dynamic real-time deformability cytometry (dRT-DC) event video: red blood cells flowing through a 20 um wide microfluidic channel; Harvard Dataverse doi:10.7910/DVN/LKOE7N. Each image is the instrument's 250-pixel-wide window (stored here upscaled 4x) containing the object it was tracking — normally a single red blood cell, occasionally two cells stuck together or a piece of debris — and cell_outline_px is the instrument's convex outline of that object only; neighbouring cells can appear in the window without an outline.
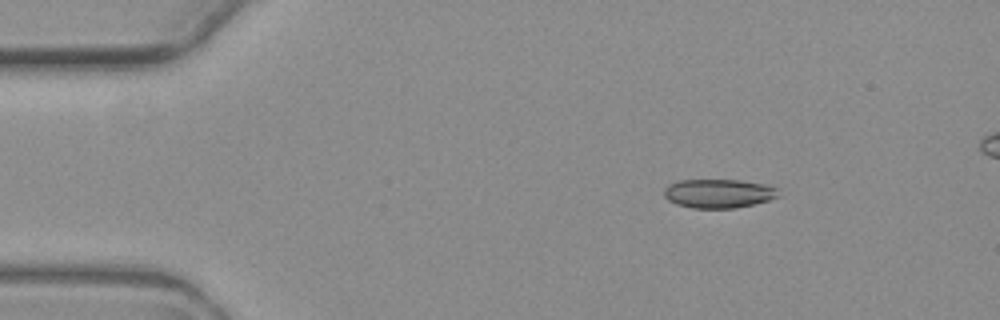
{"species": "common noctule bat (a hibernating species)", "species_latin": "Nyctalus noctula", "temperature_condition": "warm", "stored_images_in_passage": 4, "segment_of_instrument_passage": [1, 2], "camera_frame_rate_fps": 3000, "um_per_image_px": 0.085, "animal": {"sex": "female", "body_mass_g": 19.3, "forearm_length_mm": 54.1}, "frame": {"image": 1, "passage_image": 1, "time_ms": 0.0, "image_size_px": [1000, 320], "cell_outline_px": [[780, 196], [768, 200], [736, 208], [692, 208], [676, 204], [668, 200], [664, 196], [664, 188], [668, 184], [680, 180], [740, 180], [760, 184], [776, 188]], "centroid_in_image_um": [61.03, 16.45], "position_along_channel_um": 24.0, "area_um2": 19.13}}